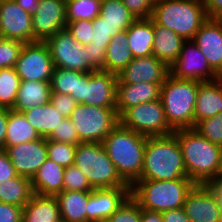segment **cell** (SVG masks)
I'll return each mask as SVG.
<instances>
[{
    "label": "cell",
    "instance_id": "28",
    "mask_svg": "<svg viewBox=\"0 0 222 222\" xmlns=\"http://www.w3.org/2000/svg\"><path fill=\"white\" fill-rule=\"evenodd\" d=\"M62 222H87L89 192L63 190L57 194Z\"/></svg>",
    "mask_w": 222,
    "mask_h": 222
},
{
    "label": "cell",
    "instance_id": "56",
    "mask_svg": "<svg viewBox=\"0 0 222 222\" xmlns=\"http://www.w3.org/2000/svg\"><path fill=\"white\" fill-rule=\"evenodd\" d=\"M83 83H86V73L81 77V79H77V87H76V102L82 103V90Z\"/></svg>",
    "mask_w": 222,
    "mask_h": 222
},
{
    "label": "cell",
    "instance_id": "52",
    "mask_svg": "<svg viewBox=\"0 0 222 222\" xmlns=\"http://www.w3.org/2000/svg\"><path fill=\"white\" fill-rule=\"evenodd\" d=\"M214 193L222 212V168L216 176L206 184Z\"/></svg>",
    "mask_w": 222,
    "mask_h": 222
},
{
    "label": "cell",
    "instance_id": "24",
    "mask_svg": "<svg viewBox=\"0 0 222 222\" xmlns=\"http://www.w3.org/2000/svg\"><path fill=\"white\" fill-rule=\"evenodd\" d=\"M152 55L170 67L180 55L185 40L174 31L154 22Z\"/></svg>",
    "mask_w": 222,
    "mask_h": 222
},
{
    "label": "cell",
    "instance_id": "31",
    "mask_svg": "<svg viewBox=\"0 0 222 222\" xmlns=\"http://www.w3.org/2000/svg\"><path fill=\"white\" fill-rule=\"evenodd\" d=\"M134 59L127 41V30L113 37L106 49L104 71L118 74Z\"/></svg>",
    "mask_w": 222,
    "mask_h": 222
},
{
    "label": "cell",
    "instance_id": "4",
    "mask_svg": "<svg viewBox=\"0 0 222 222\" xmlns=\"http://www.w3.org/2000/svg\"><path fill=\"white\" fill-rule=\"evenodd\" d=\"M195 185L188 177L175 180L138 179L131 186V197L141 208L163 212L182 208Z\"/></svg>",
    "mask_w": 222,
    "mask_h": 222
},
{
    "label": "cell",
    "instance_id": "35",
    "mask_svg": "<svg viewBox=\"0 0 222 222\" xmlns=\"http://www.w3.org/2000/svg\"><path fill=\"white\" fill-rule=\"evenodd\" d=\"M20 83L14 67L0 68V107L13 108Z\"/></svg>",
    "mask_w": 222,
    "mask_h": 222
},
{
    "label": "cell",
    "instance_id": "19",
    "mask_svg": "<svg viewBox=\"0 0 222 222\" xmlns=\"http://www.w3.org/2000/svg\"><path fill=\"white\" fill-rule=\"evenodd\" d=\"M204 54L210 67L222 76V20L208 18L192 40Z\"/></svg>",
    "mask_w": 222,
    "mask_h": 222
},
{
    "label": "cell",
    "instance_id": "18",
    "mask_svg": "<svg viewBox=\"0 0 222 222\" xmlns=\"http://www.w3.org/2000/svg\"><path fill=\"white\" fill-rule=\"evenodd\" d=\"M191 222H222V212L214 193L207 185L196 184L183 205Z\"/></svg>",
    "mask_w": 222,
    "mask_h": 222
},
{
    "label": "cell",
    "instance_id": "42",
    "mask_svg": "<svg viewBox=\"0 0 222 222\" xmlns=\"http://www.w3.org/2000/svg\"><path fill=\"white\" fill-rule=\"evenodd\" d=\"M110 222H141V207L130 196L110 217Z\"/></svg>",
    "mask_w": 222,
    "mask_h": 222
},
{
    "label": "cell",
    "instance_id": "27",
    "mask_svg": "<svg viewBox=\"0 0 222 222\" xmlns=\"http://www.w3.org/2000/svg\"><path fill=\"white\" fill-rule=\"evenodd\" d=\"M51 87L46 81H21L12 110L23 112L26 109L50 102Z\"/></svg>",
    "mask_w": 222,
    "mask_h": 222
},
{
    "label": "cell",
    "instance_id": "40",
    "mask_svg": "<svg viewBox=\"0 0 222 222\" xmlns=\"http://www.w3.org/2000/svg\"><path fill=\"white\" fill-rule=\"evenodd\" d=\"M93 34L90 46L107 47L111 39L115 37L121 30L116 26H109L103 22L98 16L92 20Z\"/></svg>",
    "mask_w": 222,
    "mask_h": 222
},
{
    "label": "cell",
    "instance_id": "1",
    "mask_svg": "<svg viewBox=\"0 0 222 222\" xmlns=\"http://www.w3.org/2000/svg\"><path fill=\"white\" fill-rule=\"evenodd\" d=\"M180 144L187 177L195 184H208L222 168V146L211 143L195 129L173 133Z\"/></svg>",
    "mask_w": 222,
    "mask_h": 222
},
{
    "label": "cell",
    "instance_id": "45",
    "mask_svg": "<svg viewBox=\"0 0 222 222\" xmlns=\"http://www.w3.org/2000/svg\"><path fill=\"white\" fill-rule=\"evenodd\" d=\"M136 19L152 16L155 0H122Z\"/></svg>",
    "mask_w": 222,
    "mask_h": 222
},
{
    "label": "cell",
    "instance_id": "10",
    "mask_svg": "<svg viewBox=\"0 0 222 222\" xmlns=\"http://www.w3.org/2000/svg\"><path fill=\"white\" fill-rule=\"evenodd\" d=\"M55 67L90 73L95 69L88 63L84 45L76 41L65 28L45 41Z\"/></svg>",
    "mask_w": 222,
    "mask_h": 222
},
{
    "label": "cell",
    "instance_id": "5",
    "mask_svg": "<svg viewBox=\"0 0 222 222\" xmlns=\"http://www.w3.org/2000/svg\"><path fill=\"white\" fill-rule=\"evenodd\" d=\"M151 18L187 41L193 40L208 16L202 0H155Z\"/></svg>",
    "mask_w": 222,
    "mask_h": 222
},
{
    "label": "cell",
    "instance_id": "48",
    "mask_svg": "<svg viewBox=\"0 0 222 222\" xmlns=\"http://www.w3.org/2000/svg\"><path fill=\"white\" fill-rule=\"evenodd\" d=\"M23 207L0 202V222H22Z\"/></svg>",
    "mask_w": 222,
    "mask_h": 222
},
{
    "label": "cell",
    "instance_id": "23",
    "mask_svg": "<svg viewBox=\"0 0 222 222\" xmlns=\"http://www.w3.org/2000/svg\"><path fill=\"white\" fill-rule=\"evenodd\" d=\"M64 171V167L47 158L31 179L34 194L56 196L61 193Z\"/></svg>",
    "mask_w": 222,
    "mask_h": 222
},
{
    "label": "cell",
    "instance_id": "33",
    "mask_svg": "<svg viewBox=\"0 0 222 222\" xmlns=\"http://www.w3.org/2000/svg\"><path fill=\"white\" fill-rule=\"evenodd\" d=\"M99 17L109 26H116L121 31L127 30L136 20L122 0L102 1Z\"/></svg>",
    "mask_w": 222,
    "mask_h": 222
},
{
    "label": "cell",
    "instance_id": "53",
    "mask_svg": "<svg viewBox=\"0 0 222 222\" xmlns=\"http://www.w3.org/2000/svg\"><path fill=\"white\" fill-rule=\"evenodd\" d=\"M8 108L0 107V150H4L7 134Z\"/></svg>",
    "mask_w": 222,
    "mask_h": 222
},
{
    "label": "cell",
    "instance_id": "50",
    "mask_svg": "<svg viewBox=\"0 0 222 222\" xmlns=\"http://www.w3.org/2000/svg\"><path fill=\"white\" fill-rule=\"evenodd\" d=\"M162 218L163 222H191L183 207L163 211Z\"/></svg>",
    "mask_w": 222,
    "mask_h": 222
},
{
    "label": "cell",
    "instance_id": "38",
    "mask_svg": "<svg viewBox=\"0 0 222 222\" xmlns=\"http://www.w3.org/2000/svg\"><path fill=\"white\" fill-rule=\"evenodd\" d=\"M194 129L211 143L222 146V112L199 121Z\"/></svg>",
    "mask_w": 222,
    "mask_h": 222
},
{
    "label": "cell",
    "instance_id": "34",
    "mask_svg": "<svg viewBox=\"0 0 222 222\" xmlns=\"http://www.w3.org/2000/svg\"><path fill=\"white\" fill-rule=\"evenodd\" d=\"M84 72L55 67L50 80L51 93L71 95L76 101L77 79H81Z\"/></svg>",
    "mask_w": 222,
    "mask_h": 222
},
{
    "label": "cell",
    "instance_id": "6",
    "mask_svg": "<svg viewBox=\"0 0 222 222\" xmlns=\"http://www.w3.org/2000/svg\"><path fill=\"white\" fill-rule=\"evenodd\" d=\"M199 82L170 74L160 88V99L169 126L175 131L194 129V112Z\"/></svg>",
    "mask_w": 222,
    "mask_h": 222
},
{
    "label": "cell",
    "instance_id": "39",
    "mask_svg": "<svg viewBox=\"0 0 222 222\" xmlns=\"http://www.w3.org/2000/svg\"><path fill=\"white\" fill-rule=\"evenodd\" d=\"M63 190L91 192L93 188L80 168L73 164L65 168Z\"/></svg>",
    "mask_w": 222,
    "mask_h": 222
},
{
    "label": "cell",
    "instance_id": "12",
    "mask_svg": "<svg viewBox=\"0 0 222 222\" xmlns=\"http://www.w3.org/2000/svg\"><path fill=\"white\" fill-rule=\"evenodd\" d=\"M170 75L178 79L209 82L220 78L192 40L183 43L178 59L169 67Z\"/></svg>",
    "mask_w": 222,
    "mask_h": 222
},
{
    "label": "cell",
    "instance_id": "57",
    "mask_svg": "<svg viewBox=\"0 0 222 222\" xmlns=\"http://www.w3.org/2000/svg\"><path fill=\"white\" fill-rule=\"evenodd\" d=\"M91 222H110V220L109 219H98V220L91 221Z\"/></svg>",
    "mask_w": 222,
    "mask_h": 222
},
{
    "label": "cell",
    "instance_id": "30",
    "mask_svg": "<svg viewBox=\"0 0 222 222\" xmlns=\"http://www.w3.org/2000/svg\"><path fill=\"white\" fill-rule=\"evenodd\" d=\"M41 138L28 122L23 112L8 109L7 134L4 150L23 142H32Z\"/></svg>",
    "mask_w": 222,
    "mask_h": 222
},
{
    "label": "cell",
    "instance_id": "25",
    "mask_svg": "<svg viewBox=\"0 0 222 222\" xmlns=\"http://www.w3.org/2000/svg\"><path fill=\"white\" fill-rule=\"evenodd\" d=\"M154 21L152 18L136 19L127 29V41L134 58L152 55Z\"/></svg>",
    "mask_w": 222,
    "mask_h": 222
},
{
    "label": "cell",
    "instance_id": "51",
    "mask_svg": "<svg viewBox=\"0 0 222 222\" xmlns=\"http://www.w3.org/2000/svg\"><path fill=\"white\" fill-rule=\"evenodd\" d=\"M208 18H222V0H202Z\"/></svg>",
    "mask_w": 222,
    "mask_h": 222
},
{
    "label": "cell",
    "instance_id": "44",
    "mask_svg": "<svg viewBox=\"0 0 222 222\" xmlns=\"http://www.w3.org/2000/svg\"><path fill=\"white\" fill-rule=\"evenodd\" d=\"M66 29L72 34L73 38L81 44H89L92 41L93 24L91 20H76L67 22Z\"/></svg>",
    "mask_w": 222,
    "mask_h": 222
},
{
    "label": "cell",
    "instance_id": "26",
    "mask_svg": "<svg viewBox=\"0 0 222 222\" xmlns=\"http://www.w3.org/2000/svg\"><path fill=\"white\" fill-rule=\"evenodd\" d=\"M22 222H62L56 197L34 194L23 207Z\"/></svg>",
    "mask_w": 222,
    "mask_h": 222
},
{
    "label": "cell",
    "instance_id": "13",
    "mask_svg": "<svg viewBox=\"0 0 222 222\" xmlns=\"http://www.w3.org/2000/svg\"><path fill=\"white\" fill-rule=\"evenodd\" d=\"M67 26L66 0H40L37 12L32 16L35 41L45 42Z\"/></svg>",
    "mask_w": 222,
    "mask_h": 222
},
{
    "label": "cell",
    "instance_id": "49",
    "mask_svg": "<svg viewBox=\"0 0 222 222\" xmlns=\"http://www.w3.org/2000/svg\"><path fill=\"white\" fill-rule=\"evenodd\" d=\"M18 174L5 150H0V182L16 177Z\"/></svg>",
    "mask_w": 222,
    "mask_h": 222
},
{
    "label": "cell",
    "instance_id": "22",
    "mask_svg": "<svg viewBox=\"0 0 222 222\" xmlns=\"http://www.w3.org/2000/svg\"><path fill=\"white\" fill-rule=\"evenodd\" d=\"M222 112V78L209 82H199L194 112L195 125L206 118Z\"/></svg>",
    "mask_w": 222,
    "mask_h": 222
},
{
    "label": "cell",
    "instance_id": "14",
    "mask_svg": "<svg viewBox=\"0 0 222 222\" xmlns=\"http://www.w3.org/2000/svg\"><path fill=\"white\" fill-rule=\"evenodd\" d=\"M116 85V73L104 70L86 73L82 103L96 107L116 108Z\"/></svg>",
    "mask_w": 222,
    "mask_h": 222
},
{
    "label": "cell",
    "instance_id": "20",
    "mask_svg": "<svg viewBox=\"0 0 222 222\" xmlns=\"http://www.w3.org/2000/svg\"><path fill=\"white\" fill-rule=\"evenodd\" d=\"M131 196V187L93 189L86 205L87 222L109 217Z\"/></svg>",
    "mask_w": 222,
    "mask_h": 222
},
{
    "label": "cell",
    "instance_id": "29",
    "mask_svg": "<svg viewBox=\"0 0 222 222\" xmlns=\"http://www.w3.org/2000/svg\"><path fill=\"white\" fill-rule=\"evenodd\" d=\"M23 114L40 137L43 138H48L65 119L50 102L26 109Z\"/></svg>",
    "mask_w": 222,
    "mask_h": 222
},
{
    "label": "cell",
    "instance_id": "32",
    "mask_svg": "<svg viewBox=\"0 0 222 222\" xmlns=\"http://www.w3.org/2000/svg\"><path fill=\"white\" fill-rule=\"evenodd\" d=\"M33 195L30 178L17 175L12 179L0 182V202L24 207Z\"/></svg>",
    "mask_w": 222,
    "mask_h": 222
},
{
    "label": "cell",
    "instance_id": "55",
    "mask_svg": "<svg viewBox=\"0 0 222 222\" xmlns=\"http://www.w3.org/2000/svg\"><path fill=\"white\" fill-rule=\"evenodd\" d=\"M141 222H163L162 212L141 208Z\"/></svg>",
    "mask_w": 222,
    "mask_h": 222
},
{
    "label": "cell",
    "instance_id": "17",
    "mask_svg": "<svg viewBox=\"0 0 222 222\" xmlns=\"http://www.w3.org/2000/svg\"><path fill=\"white\" fill-rule=\"evenodd\" d=\"M169 74V67L155 56L138 57L117 74V84H163Z\"/></svg>",
    "mask_w": 222,
    "mask_h": 222
},
{
    "label": "cell",
    "instance_id": "3",
    "mask_svg": "<svg viewBox=\"0 0 222 222\" xmlns=\"http://www.w3.org/2000/svg\"><path fill=\"white\" fill-rule=\"evenodd\" d=\"M187 177L182 150L174 134L147 137L139 179L175 180Z\"/></svg>",
    "mask_w": 222,
    "mask_h": 222
},
{
    "label": "cell",
    "instance_id": "8",
    "mask_svg": "<svg viewBox=\"0 0 222 222\" xmlns=\"http://www.w3.org/2000/svg\"><path fill=\"white\" fill-rule=\"evenodd\" d=\"M69 118L82 143H102L120 123L116 108L96 107L83 103L76 105Z\"/></svg>",
    "mask_w": 222,
    "mask_h": 222
},
{
    "label": "cell",
    "instance_id": "46",
    "mask_svg": "<svg viewBox=\"0 0 222 222\" xmlns=\"http://www.w3.org/2000/svg\"><path fill=\"white\" fill-rule=\"evenodd\" d=\"M50 103L55 107V110L65 118H69L72 111L75 109L77 102L71 95L61 93H51Z\"/></svg>",
    "mask_w": 222,
    "mask_h": 222
},
{
    "label": "cell",
    "instance_id": "43",
    "mask_svg": "<svg viewBox=\"0 0 222 222\" xmlns=\"http://www.w3.org/2000/svg\"><path fill=\"white\" fill-rule=\"evenodd\" d=\"M47 139L71 145L82 143L70 118H65Z\"/></svg>",
    "mask_w": 222,
    "mask_h": 222
},
{
    "label": "cell",
    "instance_id": "7",
    "mask_svg": "<svg viewBox=\"0 0 222 222\" xmlns=\"http://www.w3.org/2000/svg\"><path fill=\"white\" fill-rule=\"evenodd\" d=\"M73 164L80 168L93 189L131 187L118 174L102 143L78 144Z\"/></svg>",
    "mask_w": 222,
    "mask_h": 222
},
{
    "label": "cell",
    "instance_id": "41",
    "mask_svg": "<svg viewBox=\"0 0 222 222\" xmlns=\"http://www.w3.org/2000/svg\"><path fill=\"white\" fill-rule=\"evenodd\" d=\"M24 43L0 36V68L14 67Z\"/></svg>",
    "mask_w": 222,
    "mask_h": 222
},
{
    "label": "cell",
    "instance_id": "47",
    "mask_svg": "<svg viewBox=\"0 0 222 222\" xmlns=\"http://www.w3.org/2000/svg\"><path fill=\"white\" fill-rule=\"evenodd\" d=\"M84 48L88 53V63L95 70H104L107 47H97L90 46V44H85Z\"/></svg>",
    "mask_w": 222,
    "mask_h": 222
},
{
    "label": "cell",
    "instance_id": "54",
    "mask_svg": "<svg viewBox=\"0 0 222 222\" xmlns=\"http://www.w3.org/2000/svg\"><path fill=\"white\" fill-rule=\"evenodd\" d=\"M23 10L33 16L39 8L40 0H14Z\"/></svg>",
    "mask_w": 222,
    "mask_h": 222
},
{
    "label": "cell",
    "instance_id": "11",
    "mask_svg": "<svg viewBox=\"0 0 222 222\" xmlns=\"http://www.w3.org/2000/svg\"><path fill=\"white\" fill-rule=\"evenodd\" d=\"M54 62L45 42L24 43L14 69L21 81L50 82Z\"/></svg>",
    "mask_w": 222,
    "mask_h": 222
},
{
    "label": "cell",
    "instance_id": "36",
    "mask_svg": "<svg viewBox=\"0 0 222 222\" xmlns=\"http://www.w3.org/2000/svg\"><path fill=\"white\" fill-rule=\"evenodd\" d=\"M101 0H66L67 22L94 20L100 15Z\"/></svg>",
    "mask_w": 222,
    "mask_h": 222
},
{
    "label": "cell",
    "instance_id": "15",
    "mask_svg": "<svg viewBox=\"0 0 222 222\" xmlns=\"http://www.w3.org/2000/svg\"><path fill=\"white\" fill-rule=\"evenodd\" d=\"M0 36L23 43L36 42L33 38L32 16L14 0H0Z\"/></svg>",
    "mask_w": 222,
    "mask_h": 222
},
{
    "label": "cell",
    "instance_id": "16",
    "mask_svg": "<svg viewBox=\"0 0 222 222\" xmlns=\"http://www.w3.org/2000/svg\"><path fill=\"white\" fill-rule=\"evenodd\" d=\"M5 151L16 173L32 179L47 159V138L13 145Z\"/></svg>",
    "mask_w": 222,
    "mask_h": 222
},
{
    "label": "cell",
    "instance_id": "2",
    "mask_svg": "<svg viewBox=\"0 0 222 222\" xmlns=\"http://www.w3.org/2000/svg\"><path fill=\"white\" fill-rule=\"evenodd\" d=\"M146 141L147 136L138 134L121 123L102 141L118 174L130 186L141 177Z\"/></svg>",
    "mask_w": 222,
    "mask_h": 222
},
{
    "label": "cell",
    "instance_id": "9",
    "mask_svg": "<svg viewBox=\"0 0 222 222\" xmlns=\"http://www.w3.org/2000/svg\"><path fill=\"white\" fill-rule=\"evenodd\" d=\"M119 118L124 127L147 137L167 136L174 133L166 120L161 99L133 106Z\"/></svg>",
    "mask_w": 222,
    "mask_h": 222
},
{
    "label": "cell",
    "instance_id": "21",
    "mask_svg": "<svg viewBox=\"0 0 222 222\" xmlns=\"http://www.w3.org/2000/svg\"><path fill=\"white\" fill-rule=\"evenodd\" d=\"M162 84L141 82L116 85V111L119 117L129 108L160 99Z\"/></svg>",
    "mask_w": 222,
    "mask_h": 222
},
{
    "label": "cell",
    "instance_id": "37",
    "mask_svg": "<svg viewBox=\"0 0 222 222\" xmlns=\"http://www.w3.org/2000/svg\"><path fill=\"white\" fill-rule=\"evenodd\" d=\"M77 145L47 139V158L66 168L74 163Z\"/></svg>",
    "mask_w": 222,
    "mask_h": 222
}]
</instances>
